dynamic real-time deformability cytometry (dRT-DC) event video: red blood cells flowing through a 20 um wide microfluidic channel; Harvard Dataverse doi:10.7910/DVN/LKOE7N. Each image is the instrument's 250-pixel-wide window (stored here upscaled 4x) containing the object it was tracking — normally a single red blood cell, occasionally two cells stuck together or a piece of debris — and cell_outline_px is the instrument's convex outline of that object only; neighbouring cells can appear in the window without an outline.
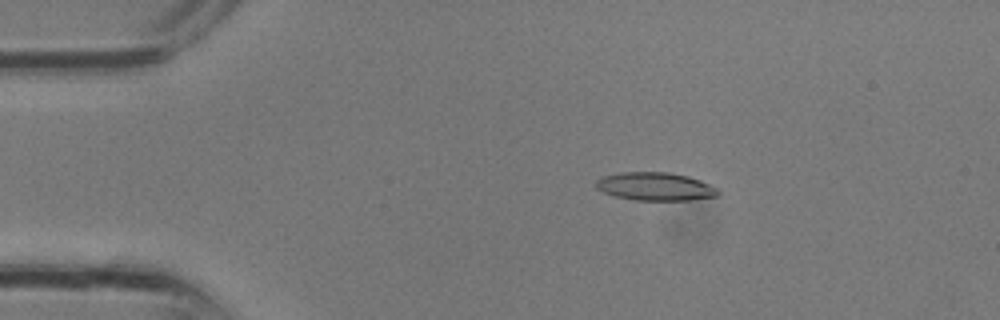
{"species": "common noctule bat (a hibernating species)", "species_latin": "Nyctalus noctula", "temperature_condition": "room temperature", "stored_images_in_passage": 18, "camera_frame_rate_fps": 3000, "um_per_image_px": 0.085, "animal": {"sex": "male", "body_mass_g": 13.3}, "frame": {"image": 1, "passage_image": 5, "time_ms": 1.333, "image_size_px": [1000, 320], "cell_outline_px": [[720, 196], [692, 200], [632, 200], [616, 196], [604, 192], [596, 188], [596, 180], [600, 176], [624, 172], [668, 172], [688, 176], [700, 180], [716, 188], [720, 192]], "centroid_in_image_um": [55.7, 15.85], "position_along_channel_um": 29.3, "area_um2": 20.11}}
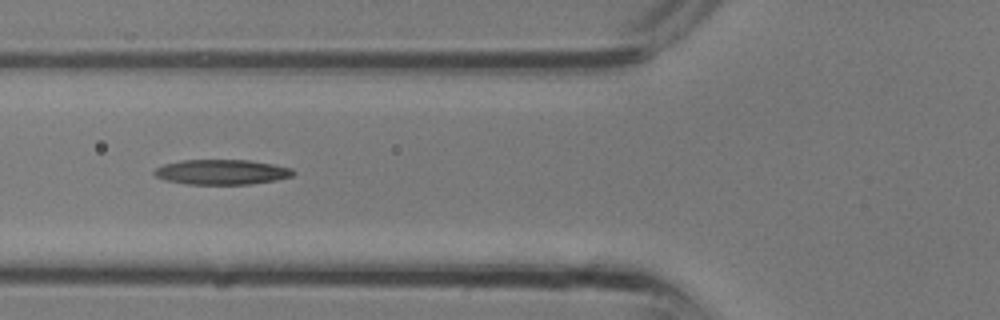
{"frame": {"image": 2, "passage_image": 11, "time_ms": 3.333, "image_size_px": [1000, 320], "cell_outline_px": [[296, 172], [292, 176], [276, 180], [252, 184], [188, 184], [164, 180], [156, 176], [152, 172], [156, 168], [164, 164], [180, 160], [248, 160], [272, 164], [292, 168]], "centroid_in_image_um": [18.84, 14.62], "position_along_channel_um": 107.0, "area_um2": 20.29}}
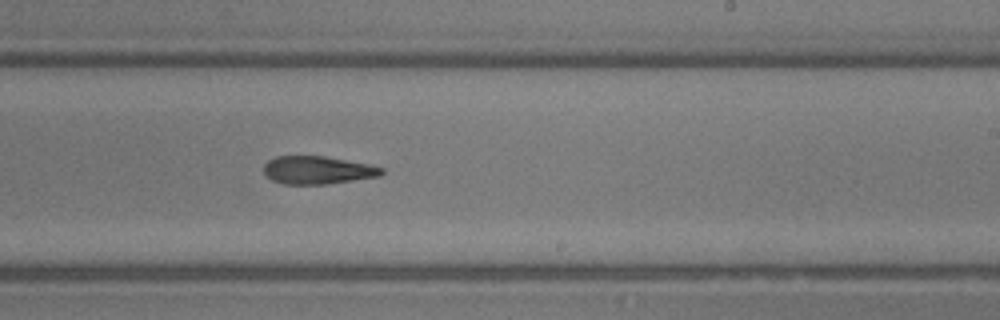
{"frame": {"image": 3, "passage_image": 18, "time_ms": 5.667, "image_size_px": [1000, 320], "cell_outline_px": [[384, 172], [380, 176], [324, 184], [284, 184], [272, 180], [264, 172], [264, 164], [268, 160], [276, 156], [324, 156], [368, 164], [384, 168]], "centroid_in_image_um": [26.98, 14.45], "position_along_channel_um": 262.0, "area_um2": 19.02}}